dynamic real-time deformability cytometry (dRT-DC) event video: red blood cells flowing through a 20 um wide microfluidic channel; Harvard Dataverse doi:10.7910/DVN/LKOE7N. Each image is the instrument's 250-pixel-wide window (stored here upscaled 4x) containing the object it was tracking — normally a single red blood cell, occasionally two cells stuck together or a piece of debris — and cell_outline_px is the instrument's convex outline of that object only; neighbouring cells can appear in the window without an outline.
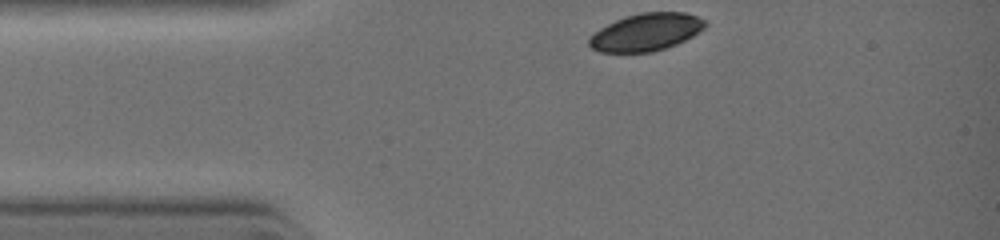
{"species": "common noctule bat (a hibernating species)", "species_latin": "Nyctalus noctula", "temperature_condition": "warm", "stored_images_in_passage": 13, "camera_frame_rate_fps": 3000, "um_per_image_px": 0.085, "animal": {"sex": "female", "body_mass_g": 19.0, "forearm_length_mm": 51.5}, "frame": {"image": 1, "passage_image": 1, "time_ms": 0.0, "image_size_px": [1000, 240], "cell_outline_px": [[708, 24], [704, 28], [692, 36], [676, 44], [652, 52], [600, 52], [592, 48], [588, 44], [588, 36], [600, 28], [624, 16], [640, 12], [684, 12], [696, 16], [704, 20]], "centroid_in_image_um": [54.89, 2.72], "position_along_channel_um": 30.1, "area_um2": 25.32}}
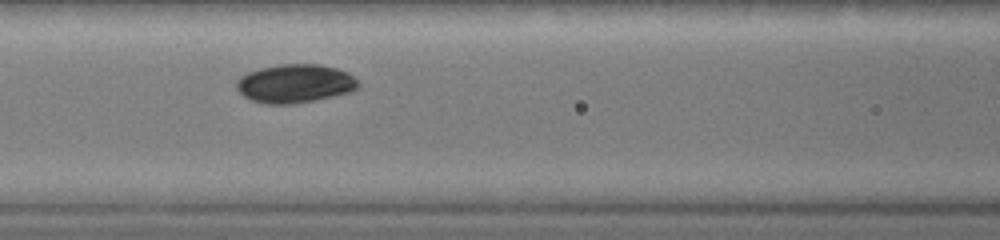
{"frame": {"image": 2, "passage_image": 8, "time_ms": 2.667, "image_size_px": [1000, 240], "cell_outline_px": [[360, 84], [352, 92], [292, 104], [264, 104], [252, 100], [244, 96], [236, 88], [236, 84], [240, 76], [248, 72], [260, 68], [280, 64], [320, 64], [336, 68], [348, 72], [360, 80]], "centroid_in_image_um": [25.1, 7.09], "position_along_channel_um": 141.5, "area_um2": 27.46}}
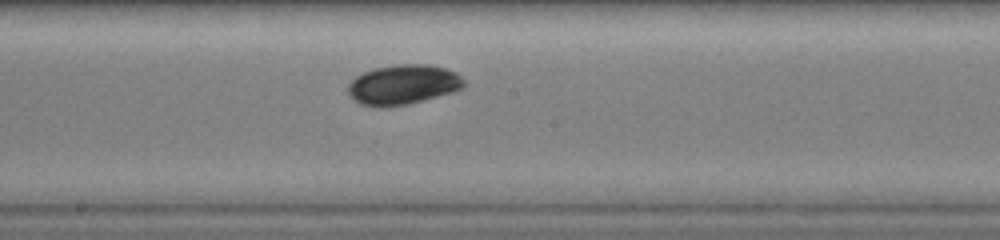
{"frame": {"image": 3, "passage_image": 11, "time_ms": 4.0, "image_size_px": [1000, 240], "cell_outline_px": [[464, 88], [452, 92], [408, 104], [360, 104], [352, 100], [348, 92], [348, 84], [356, 76], [364, 72], [376, 68], [400, 64], [428, 64], [448, 68], [456, 72], [464, 80]], "centroid_in_image_um": [34.3, 7.15], "position_along_channel_um": 213.9, "area_um2": 26.36}}